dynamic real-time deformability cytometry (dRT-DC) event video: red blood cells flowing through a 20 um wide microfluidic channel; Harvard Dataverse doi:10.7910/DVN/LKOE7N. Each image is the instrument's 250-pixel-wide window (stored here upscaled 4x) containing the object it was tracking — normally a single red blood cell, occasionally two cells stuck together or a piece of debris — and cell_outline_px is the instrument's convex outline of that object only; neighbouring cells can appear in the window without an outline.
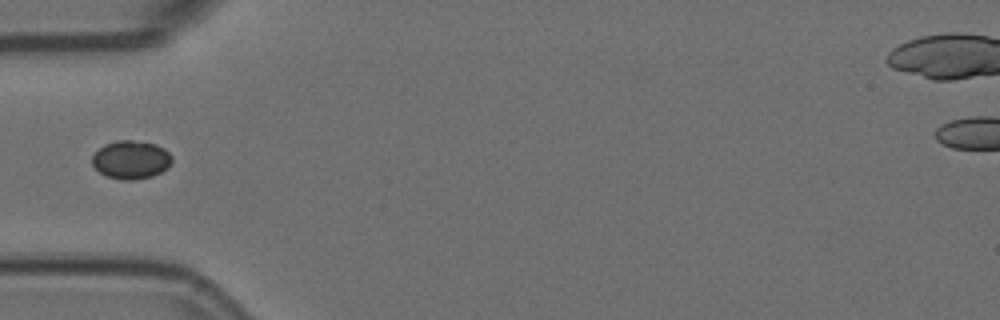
{"species": "Egyptian fruit bat (a non-hibernating species)", "species_latin": "Rousettus aegyptiacus", "temperature_condition": "room temperature", "stored_images_in_passage": 7, "camera_frame_rate_fps": 3000, "um_per_image_px": 0.085, "animal": {"sex": "female"}, "frame": {"image": 1, "passage_image": 2, "time_ms": 0.333, "image_size_px": [1000, 320], "cell_outline_px": [[172, 160], [168, 168], [152, 176], [136, 180], [124, 180], [108, 176], [100, 172], [92, 164], [92, 156], [104, 144], [116, 140], [132, 140], [156, 144], [164, 148], [172, 156]], "centroid_in_image_um": [11.15, 13.57], "position_along_channel_um": 73.9, "area_um2": 17.8}}
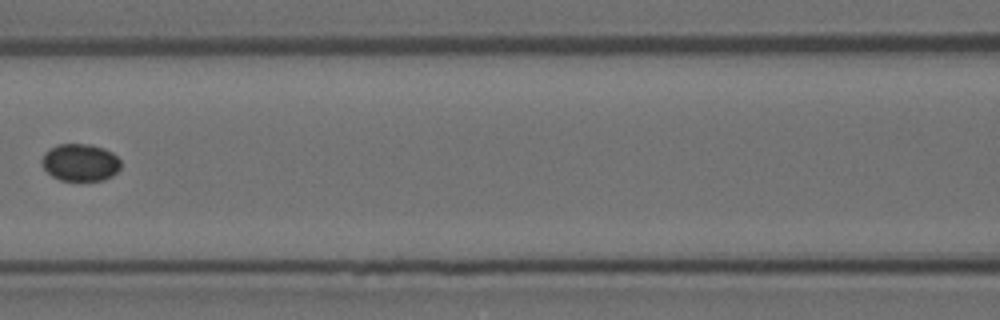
{"frame": {"image": 2, "passage_image": 4, "time_ms": 1.0, "image_size_px": [1000, 320], "cell_outline_px": [[120, 168], [112, 176], [104, 180], [60, 180], [52, 176], [44, 168], [40, 160], [44, 152], [60, 144], [92, 144], [104, 148], [112, 152], [120, 160]], "centroid_in_image_um": [6.82, 13.8], "position_along_channel_um": 159.8, "area_um2": 17.17}}
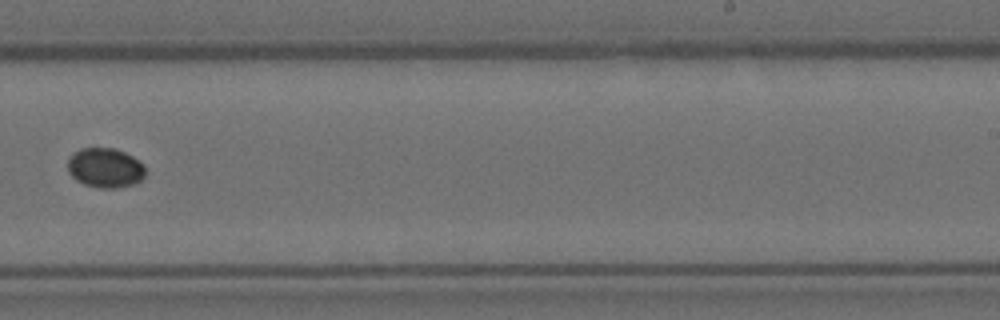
{"frame": {"image": 3, "passage_image": 7, "time_ms": 2.0, "image_size_px": [1000, 320], "cell_outline_px": [[144, 176], [140, 180], [132, 184], [116, 188], [100, 188], [84, 184], [76, 180], [68, 172], [68, 156], [72, 152], [80, 148], [116, 148], [132, 156], [144, 164]], "centroid_in_image_um": [8.9, 14.25], "position_along_channel_um": 280.1, "area_um2": 18.03}}